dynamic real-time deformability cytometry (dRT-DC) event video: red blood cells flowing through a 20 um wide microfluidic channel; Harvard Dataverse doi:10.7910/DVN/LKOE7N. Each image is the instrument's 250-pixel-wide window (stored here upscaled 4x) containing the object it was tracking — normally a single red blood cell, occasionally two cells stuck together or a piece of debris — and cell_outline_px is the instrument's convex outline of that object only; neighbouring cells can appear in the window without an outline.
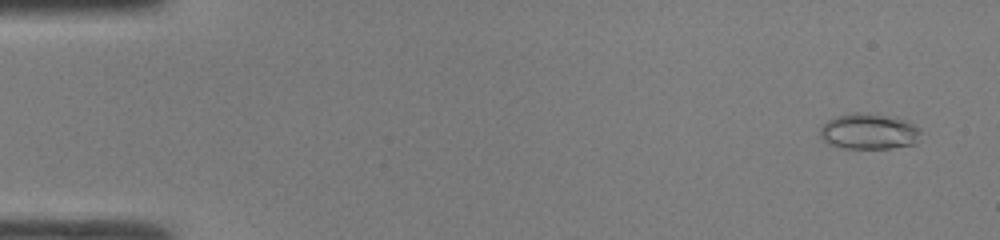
{"species": "common noctule bat (a hibernating species)", "species_latin": "Nyctalus noctula", "temperature_condition": "room temperature", "stored_images_in_passage": 48, "camera_frame_rate_fps": 3000, "um_per_image_px": 0.085, "animal": {"sex": "male", "body_mass_g": 19.0, "forearm_length_mm": 50.8}, "frame": {"image": 1, "passage_image": 3, "time_ms": 0.667, "image_size_px": [1000, 240], "cell_outline_px": [[920, 132], [916, 144], [892, 148], [840, 148], [828, 144], [820, 136], [820, 128], [828, 120], [836, 116], [856, 112], [860, 112], [896, 116], [908, 120], [920, 128]], "centroid_in_image_um": [73.89, 11.16], "position_along_channel_um": 11.1, "area_um2": 21.33}}
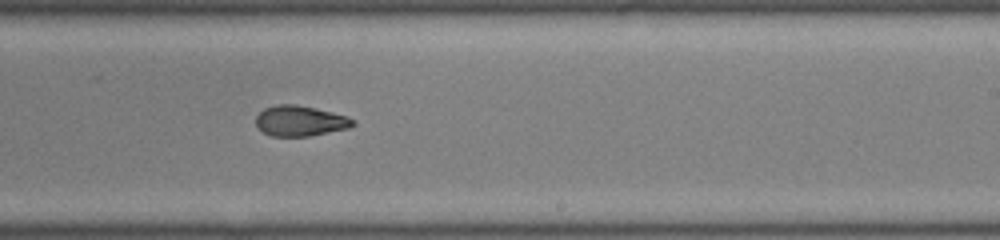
{"frame": {"image": 2, "passage_image": 30, "time_ms": 9.667, "image_size_px": [1000, 240], "cell_outline_px": [[356, 124], [348, 128], [308, 136], [272, 136], [256, 128], [256, 116], [264, 108], [276, 104], [292, 104], [316, 108], [332, 112], [356, 120]], "centroid_in_image_um": [25.48, 10.27], "position_along_channel_um": 263.5, "area_um2": 17.17}}
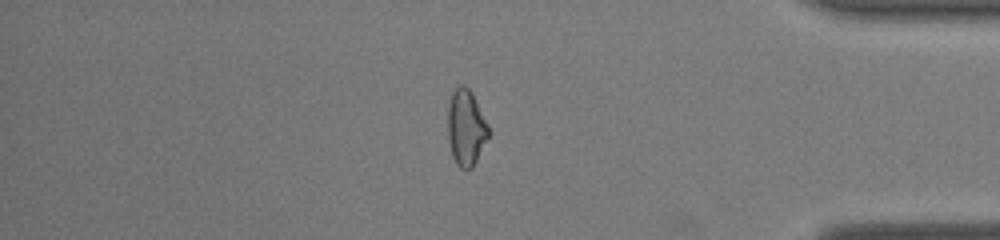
{"frame": {"image": 3, "passage_image": 41, "time_ms": 13.333, "image_size_px": [1000, 240], "cell_outline_px": [[488, 136], [472, 168], [460, 168], [456, 164], [452, 156], [448, 140], [448, 108], [452, 92], [460, 84], [464, 84], [472, 92], [488, 124]], "centroid_in_image_um": [39.59, 10.83], "position_along_channel_um": 395.6, "area_um2": 17.86}, "authors_computed_cell_mechanics": {"area_um2": 18.5827, "velocity_mm_per_s": 4.3243, "shape_relaxation_time_tau1_ms": null, "shape_relaxation_time_tau2_ms": 2.753, "deformation_change_tau1": null, "deformation_change_tau2": 0.0929}}